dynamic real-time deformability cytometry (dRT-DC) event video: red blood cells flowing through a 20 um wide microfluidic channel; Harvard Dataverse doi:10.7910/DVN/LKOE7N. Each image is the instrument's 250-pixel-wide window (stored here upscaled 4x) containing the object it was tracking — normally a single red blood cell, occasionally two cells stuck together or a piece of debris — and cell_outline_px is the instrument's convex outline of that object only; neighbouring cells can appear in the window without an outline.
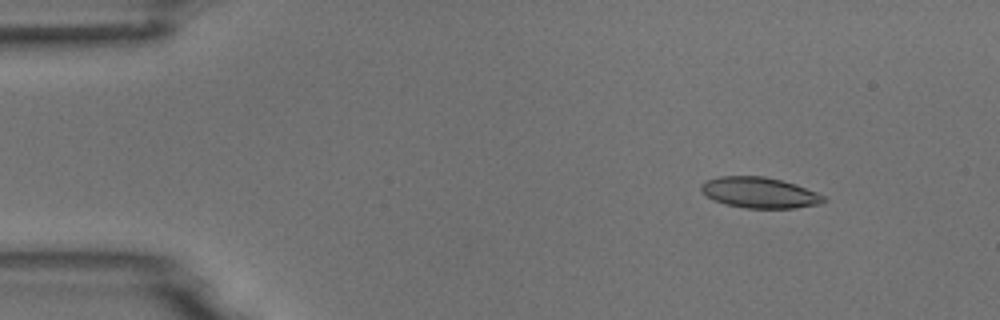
{"species": "common noctule bat (a hibernating species)", "species_latin": "Nyctalus noctula", "temperature_condition": "room temperature", "stored_images_in_passage": 4, "camera_frame_rate_fps": 3000, "um_per_image_px": 0.085, "animal": {"sex": "male", "body_mass_g": 18.8}, "frame": {"image": 1, "passage_image": 2, "time_ms": 0.333, "image_size_px": [1000, 320], "cell_outline_px": [[828, 200], [820, 204], [796, 208], [744, 208], [724, 204], [712, 200], [700, 188], [700, 184], [708, 180], [720, 176], [764, 176], [796, 184], [816, 192], [824, 196]], "centroid_in_image_um": [64.57, 16.38], "position_along_channel_um": 20.4, "area_um2": 22.02}}